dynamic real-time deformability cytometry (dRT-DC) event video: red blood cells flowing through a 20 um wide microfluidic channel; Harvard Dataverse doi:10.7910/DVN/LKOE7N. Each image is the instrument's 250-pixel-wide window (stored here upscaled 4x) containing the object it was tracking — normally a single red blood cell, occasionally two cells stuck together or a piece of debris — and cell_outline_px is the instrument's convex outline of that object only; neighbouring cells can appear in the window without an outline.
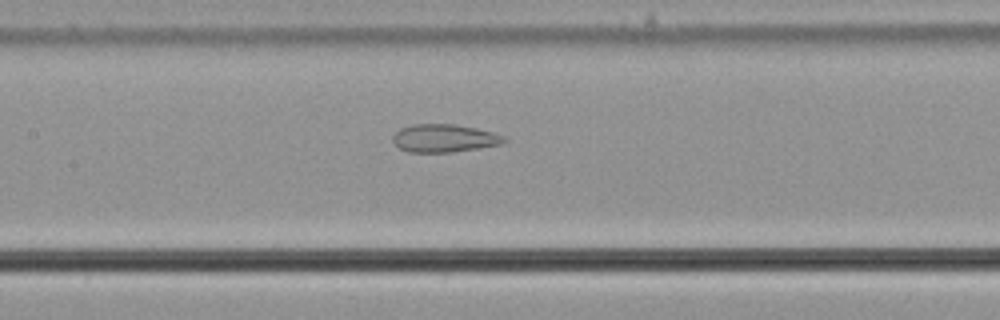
{"species": "common noctule bat (a hibernating species)", "species_latin": "Nyctalus noctula", "temperature_condition": "cold", "stored_images_in_passage": 41, "camera_frame_rate_fps": 3000, "um_per_image_px": 0.085, "animal": {"sex": "male", "body_mass_g": 21.5, "forearm_length_mm": 52.0}, "frame": {"image": 1, "passage_image": 19, "time_ms": 6.0, "image_size_px": [1000, 320], "cell_outline_px": [[508, 140], [500, 144], [480, 148], [452, 152], [408, 152], [400, 148], [392, 140], [392, 136], [400, 128], [412, 124], [456, 124], [476, 128], [492, 132], [504, 136]], "centroid_in_image_um": [37.75, 11.74], "position_along_channel_um": 169.6, "area_um2": 18.15}}
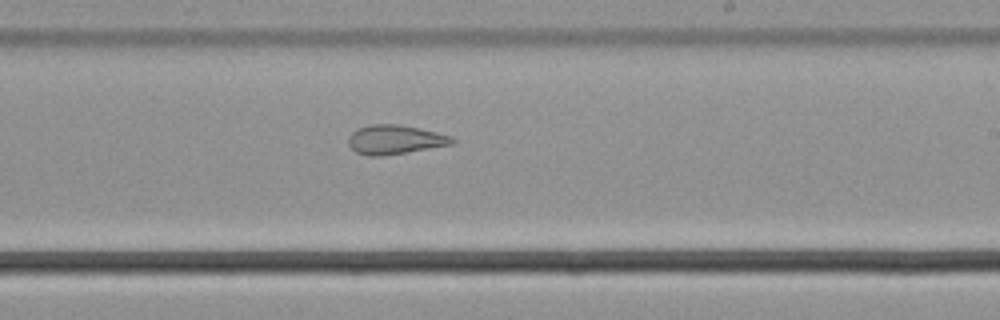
{"frame": {"image": 2, "passage_image": 26, "time_ms": 8.333, "image_size_px": [1000, 320], "cell_outline_px": [[456, 144], [408, 152], [380, 156], [368, 156], [356, 152], [348, 144], [348, 136], [356, 128], [368, 124], [400, 124], [420, 128], [452, 136], [456, 140]], "centroid_in_image_um": [33.58, 11.86], "position_along_channel_um": 255.4, "area_um2": 17.98}}
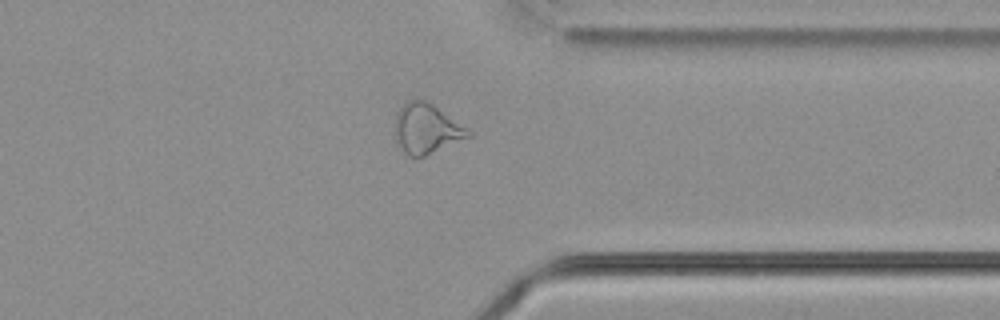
{"frame": {"image": 3, "passage_image": 36, "time_ms": 11.667, "image_size_px": [1000, 320], "cell_outline_px": [[472, 136], [424, 156], [408, 156], [404, 152], [396, 140], [396, 112], [408, 100], [424, 100], [432, 104], [472, 132]], "centroid_in_image_um": [36.25, 10.95], "position_along_channel_um": 375.2, "area_um2": 20.81}, "authors_computed_cell_mechanics": {"area_um2": 19.941, "velocity_mm_per_s": 3.692, "shape_relaxation_time_tau1_ms": null, "shape_relaxation_time_tau2_ms": 2.6999, "deformation_change_tau1": null, "deformation_change_tau2": 0.1064}}